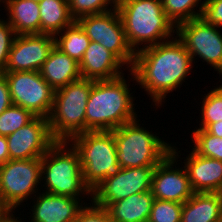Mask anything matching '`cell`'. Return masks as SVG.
<instances>
[{
    "label": "cell",
    "instance_id": "obj_34",
    "mask_svg": "<svg viewBox=\"0 0 222 222\" xmlns=\"http://www.w3.org/2000/svg\"><path fill=\"white\" fill-rule=\"evenodd\" d=\"M11 105L12 101L6 77L0 73V115Z\"/></svg>",
    "mask_w": 222,
    "mask_h": 222
},
{
    "label": "cell",
    "instance_id": "obj_31",
    "mask_svg": "<svg viewBox=\"0 0 222 222\" xmlns=\"http://www.w3.org/2000/svg\"><path fill=\"white\" fill-rule=\"evenodd\" d=\"M15 37L16 33L9 22L0 19V73L5 71L8 55Z\"/></svg>",
    "mask_w": 222,
    "mask_h": 222
},
{
    "label": "cell",
    "instance_id": "obj_5",
    "mask_svg": "<svg viewBox=\"0 0 222 222\" xmlns=\"http://www.w3.org/2000/svg\"><path fill=\"white\" fill-rule=\"evenodd\" d=\"M66 145V141H56L41 157V180H45V192L73 198L85 193L89 196L91 190L84 184L78 152L72 145L71 148Z\"/></svg>",
    "mask_w": 222,
    "mask_h": 222
},
{
    "label": "cell",
    "instance_id": "obj_23",
    "mask_svg": "<svg viewBox=\"0 0 222 222\" xmlns=\"http://www.w3.org/2000/svg\"><path fill=\"white\" fill-rule=\"evenodd\" d=\"M38 5L41 34L55 36L75 21L70 13L68 0H41Z\"/></svg>",
    "mask_w": 222,
    "mask_h": 222
},
{
    "label": "cell",
    "instance_id": "obj_18",
    "mask_svg": "<svg viewBox=\"0 0 222 222\" xmlns=\"http://www.w3.org/2000/svg\"><path fill=\"white\" fill-rule=\"evenodd\" d=\"M79 66L81 78L93 81L112 80L124 75L120 72L124 64L112 52L94 41L90 42Z\"/></svg>",
    "mask_w": 222,
    "mask_h": 222
},
{
    "label": "cell",
    "instance_id": "obj_29",
    "mask_svg": "<svg viewBox=\"0 0 222 222\" xmlns=\"http://www.w3.org/2000/svg\"><path fill=\"white\" fill-rule=\"evenodd\" d=\"M183 203L154 199L148 222H181Z\"/></svg>",
    "mask_w": 222,
    "mask_h": 222
},
{
    "label": "cell",
    "instance_id": "obj_4",
    "mask_svg": "<svg viewBox=\"0 0 222 222\" xmlns=\"http://www.w3.org/2000/svg\"><path fill=\"white\" fill-rule=\"evenodd\" d=\"M69 145L78 152L83 181L91 191L121 170L112 131L83 132L72 137Z\"/></svg>",
    "mask_w": 222,
    "mask_h": 222
},
{
    "label": "cell",
    "instance_id": "obj_27",
    "mask_svg": "<svg viewBox=\"0 0 222 222\" xmlns=\"http://www.w3.org/2000/svg\"><path fill=\"white\" fill-rule=\"evenodd\" d=\"M193 150L200 156L222 161V138L208 133L205 129L192 131Z\"/></svg>",
    "mask_w": 222,
    "mask_h": 222
},
{
    "label": "cell",
    "instance_id": "obj_15",
    "mask_svg": "<svg viewBox=\"0 0 222 222\" xmlns=\"http://www.w3.org/2000/svg\"><path fill=\"white\" fill-rule=\"evenodd\" d=\"M54 45L50 34L16 35L4 72L39 71Z\"/></svg>",
    "mask_w": 222,
    "mask_h": 222
},
{
    "label": "cell",
    "instance_id": "obj_6",
    "mask_svg": "<svg viewBox=\"0 0 222 222\" xmlns=\"http://www.w3.org/2000/svg\"><path fill=\"white\" fill-rule=\"evenodd\" d=\"M93 80L80 78L55 90L53 107L48 117L52 137L69 141L86 132V106Z\"/></svg>",
    "mask_w": 222,
    "mask_h": 222
},
{
    "label": "cell",
    "instance_id": "obj_14",
    "mask_svg": "<svg viewBox=\"0 0 222 222\" xmlns=\"http://www.w3.org/2000/svg\"><path fill=\"white\" fill-rule=\"evenodd\" d=\"M55 142L49 120L35 117L30 123L7 136L10 160L41 158Z\"/></svg>",
    "mask_w": 222,
    "mask_h": 222
},
{
    "label": "cell",
    "instance_id": "obj_39",
    "mask_svg": "<svg viewBox=\"0 0 222 222\" xmlns=\"http://www.w3.org/2000/svg\"><path fill=\"white\" fill-rule=\"evenodd\" d=\"M7 222H22L21 219H17L15 218V216L13 215Z\"/></svg>",
    "mask_w": 222,
    "mask_h": 222
},
{
    "label": "cell",
    "instance_id": "obj_30",
    "mask_svg": "<svg viewBox=\"0 0 222 222\" xmlns=\"http://www.w3.org/2000/svg\"><path fill=\"white\" fill-rule=\"evenodd\" d=\"M70 13L77 20L85 15L101 14L112 9L108 5L115 7L109 0H68Z\"/></svg>",
    "mask_w": 222,
    "mask_h": 222
},
{
    "label": "cell",
    "instance_id": "obj_7",
    "mask_svg": "<svg viewBox=\"0 0 222 222\" xmlns=\"http://www.w3.org/2000/svg\"><path fill=\"white\" fill-rule=\"evenodd\" d=\"M139 122L136 118L112 130L121 168L156 167L171 152V144Z\"/></svg>",
    "mask_w": 222,
    "mask_h": 222
},
{
    "label": "cell",
    "instance_id": "obj_37",
    "mask_svg": "<svg viewBox=\"0 0 222 222\" xmlns=\"http://www.w3.org/2000/svg\"><path fill=\"white\" fill-rule=\"evenodd\" d=\"M10 207L0 202V222H7L14 214Z\"/></svg>",
    "mask_w": 222,
    "mask_h": 222
},
{
    "label": "cell",
    "instance_id": "obj_11",
    "mask_svg": "<svg viewBox=\"0 0 222 222\" xmlns=\"http://www.w3.org/2000/svg\"><path fill=\"white\" fill-rule=\"evenodd\" d=\"M217 28L199 17L179 24L175 33L192 61L197 56L222 75V34Z\"/></svg>",
    "mask_w": 222,
    "mask_h": 222
},
{
    "label": "cell",
    "instance_id": "obj_32",
    "mask_svg": "<svg viewBox=\"0 0 222 222\" xmlns=\"http://www.w3.org/2000/svg\"><path fill=\"white\" fill-rule=\"evenodd\" d=\"M201 17L208 24L220 28L222 26V0H204Z\"/></svg>",
    "mask_w": 222,
    "mask_h": 222
},
{
    "label": "cell",
    "instance_id": "obj_8",
    "mask_svg": "<svg viewBox=\"0 0 222 222\" xmlns=\"http://www.w3.org/2000/svg\"><path fill=\"white\" fill-rule=\"evenodd\" d=\"M91 41L98 42L112 52L131 70L135 60V52L130 47L124 26L116 7L111 11L85 15L76 20Z\"/></svg>",
    "mask_w": 222,
    "mask_h": 222
},
{
    "label": "cell",
    "instance_id": "obj_36",
    "mask_svg": "<svg viewBox=\"0 0 222 222\" xmlns=\"http://www.w3.org/2000/svg\"><path fill=\"white\" fill-rule=\"evenodd\" d=\"M205 130L214 136L222 138V121L209 124Z\"/></svg>",
    "mask_w": 222,
    "mask_h": 222
},
{
    "label": "cell",
    "instance_id": "obj_12",
    "mask_svg": "<svg viewBox=\"0 0 222 222\" xmlns=\"http://www.w3.org/2000/svg\"><path fill=\"white\" fill-rule=\"evenodd\" d=\"M154 168H121L118 174L104 179L91 191V203L105 209L130 195L151 191Z\"/></svg>",
    "mask_w": 222,
    "mask_h": 222
},
{
    "label": "cell",
    "instance_id": "obj_25",
    "mask_svg": "<svg viewBox=\"0 0 222 222\" xmlns=\"http://www.w3.org/2000/svg\"><path fill=\"white\" fill-rule=\"evenodd\" d=\"M161 1L164 12L167 14L168 18L174 23L176 27L183 22L201 17L203 12L204 0ZM195 7H197L199 10L195 11Z\"/></svg>",
    "mask_w": 222,
    "mask_h": 222
},
{
    "label": "cell",
    "instance_id": "obj_35",
    "mask_svg": "<svg viewBox=\"0 0 222 222\" xmlns=\"http://www.w3.org/2000/svg\"><path fill=\"white\" fill-rule=\"evenodd\" d=\"M10 160L7 137L0 135V165Z\"/></svg>",
    "mask_w": 222,
    "mask_h": 222
},
{
    "label": "cell",
    "instance_id": "obj_2",
    "mask_svg": "<svg viewBox=\"0 0 222 222\" xmlns=\"http://www.w3.org/2000/svg\"><path fill=\"white\" fill-rule=\"evenodd\" d=\"M126 83L124 76L93 81L86 106V132L112 131L138 118Z\"/></svg>",
    "mask_w": 222,
    "mask_h": 222
},
{
    "label": "cell",
    "instance_id": "obj_1",
    "mask_svg": "<svg viewBox=\"0 0 222 222\" xmlns=\"http://www.w3.org/2000/svg\"><path fill=\"white\" fill-rule=\"evenodd\" d=\"M140 49L135 54L129 72L141 88L150 95L155 107L162 105L166 95L186 80L192 69V59L183 42L175 39Z\"/></svg>",
    "mask_w": 222,
    "mask_h": 222
},
{
    "label": "cell",
    "instance_id": "obj_10",
    "mask_svg": "<svg viewBox=\"0 0 222 222\" xmlns=\"http://www.w3.org/2000/svg\"><path fill=\"white\" fill-rule=\"evenodd\" d=\"M13 105L29 110L36 117L47 118L53 107L55 90L39 71L3 72Z\"/></svg>",
    "mask_w": 222,
    "mask_h": 222
},
{
    "label": "cell",
    "instance_id": "obj_16",
    "mask_svg": "<svg viewBox=\"0 0 222 222\" xmlns=\"http://www.w3.org/2000/svg\"><path fill=\"white\" fill-rule=\"evenodd\" d=\"M35 196L31 222H74L79 212L85 207L80 203L81 198L65 195H54L42 192ZM81 204V205H80Z\"/></svg>",
    "mask_w": 222,
    "mask_h": 222
},
{
    "label": "cell",
    "instance_id": "obj_9",
    "mask_svg": "<svg viewBox=\"0 0 222 222\" xmlns=\"http://www.w3.org/2000/svg\"><path fill=\"white\" fill-rule=\"evenodd\" d=\"M41 176V158L9 160L0 165V202L15 210L40 190Z\"/></svg>",
    "mask_w": 222,
    "mask_h": 222
},
{
    "label": "cell",
    "instance_id": "obj_21",
    "mask_svg": "<svg viewBox=\"0 0 222 222\" xmlns=\"http://www.w3.org/2000/svg\"><path fill=\"white\" fill-rule=\"evenodd\" d=\"M222 193H194L182 205L181 222H219Z\"/></svg>",
    "mask_w": 222,
    "mask_h": 222
},
{
    "label": "cell",
    "instance_id": "obj_13",
    "mask_svg": "<svg viewBox=\"0 0 222 222\" xmlns=\"http://www.w3.org/2000/svg\"><path fill=\"white\" fill-rule=\"evenodd\" d=\"M171 147V152L154 168L151 192L154 199L184 203L193 194L188 173L177 168L178 149Z\"/></svg>",
    "mask_w": 222,
    "mask_h": 222
},
{
    "label": "cell",
    "instance_id": "obj_38",
    "mask_svg": "<svg viewBox=\"0 0 222 222\" xmlns=\"http://www.w3.org/2000/svg\"><path fill=\"white\" fill-rule=\"evenodd\" d=\"M109 1L116 7L119 3H121L125 0H109Z\"/></svg>",
    "mask_w": 222,
    "mask_h": 222
},
{
    "label": "cell",
    "instance_id": "obj_17",
    "mask_svg": "<svg viewBox=\"0 0 222 222\" xmlns=\"http://www.w3.org/2000/svg\"><path fill=\"white\" fill-rule=\"evenodd\" d=\"M185 169L194 193H222V161L198 155L191 149Z\"/></svg>",
    "mask_w": 222,
    "mask_h": 222
},
{
    "label": "cell",
    "instance_id": "obj_33",
    "mask_svg": "<svg viewBox=\"0 0 222 222\" xmlns=\"http://www.w3.org/2000/svg\"><path fill=\"white\" fill-rule=\"evenodd\" d=\"M90 204L88 207L87 205ZM79 212L77 219L74 222H112L107 211L104 208L88 203Z\"/></svg>",
    "mask_w": 222,
    "mask_h": 222
},
{
    "label": "cell",
    "instance_id": "obj_24",
    "mask_svg": "<svg viewBox=\"0 0 222 222\" xmlns=\"http://www.w3.org/2000/svg\"><path fill=\"white\" fill-rule=\"evenodd\" d=\"M61 32L54 36L55 46L80 63L91 40L76 20Z\"/></svg>",
    "mask_w": 222,
    "mask_h": 222
},
{
    "label": "cell",
    "instance_id": "obj_19",
    "mask_svg": "<svg viewBox=\"0 0 222 222\" xmlns=\"http://www.w3.org/2000/svg\"><path fill=\"white\" fill-rule=\"evenodd\" d=\"M39 73L54 90L81 78L79 63L55 45L41 66Z\"/></svg>",
    "mask_w": 222,
    "mask_h": 222
},
{
    "label": "cell",
    "instance_id": "obj_22",
    "mask_svg": "<svg viewBox=\"0 0 222 222\" xmlns=\"http://www.w3.org/2000/svg\"><path fill=\"white\" fill-rule=\"evenodd\" d=\"M8 22L16 35L41 34L40 9L33 0H4Z\"/></svg>",
    "mask_w": 222,
    "mask_h": 222
},
{
    "label": "cell",
    "instance_id": "obj_3",
    "mask_svg": "<svg viewBox=\"0 0 222 222\" xmlns=\"http://www.w3.org/2000/svg\"><path fill=\"white\" fill-rule=\"evenodd\" d=\"M116 8L127 41L135 53L169 40L173 36L172 33L177 30L164 12L161 0H125Z\"/></svg>",
    "mask_w": 222,
    "mask_h": 222
},
{
    "label": "cell",
    "instance_id": "obj_26",
    "mask_svg": "<svg viewBox=\"0 0 222 222\" xmlns=\"http://www.w3.org/2000/svg\"><path fill=\"white\" fill-rule=\"evenodd\" d=\"M35 117L29 110L12 104L0 115V135L7 137L30 123Z\"/></svg>",
    "mask_w": 222,
    "mask_h": 222
},
{
    "label": "cell",
    "instance_id": "obj_28",
    "mask_svg": "<svg viewBox=\"0 0 222 222\" xmlns=\"http://www.w3.org/2000/svg\"><path fill=\"white\" fill-rule=\"evenodd\" d=\"M201 106V127L198 129H205L209 124L222 121V85L209 91Z\"/></svg>",
    "mask_w": 222,
    "mask_h": 222
},
{
    "label": "cell",
    "instance_id": "obj_20",
    "mask_svg": "<svg viewBox=\"0 0 222 222\" xmlns=\"http://www.w3.org/2000/svg\"><path fill=\"white\" fill-rule=\"evenodd\" d=\"M153 202L152 192L145 191L113 202L105 210L112 222H148Z\"/></svg>",
    "mask_w": 222,
    "mask_h": 222
}]
</instances>
